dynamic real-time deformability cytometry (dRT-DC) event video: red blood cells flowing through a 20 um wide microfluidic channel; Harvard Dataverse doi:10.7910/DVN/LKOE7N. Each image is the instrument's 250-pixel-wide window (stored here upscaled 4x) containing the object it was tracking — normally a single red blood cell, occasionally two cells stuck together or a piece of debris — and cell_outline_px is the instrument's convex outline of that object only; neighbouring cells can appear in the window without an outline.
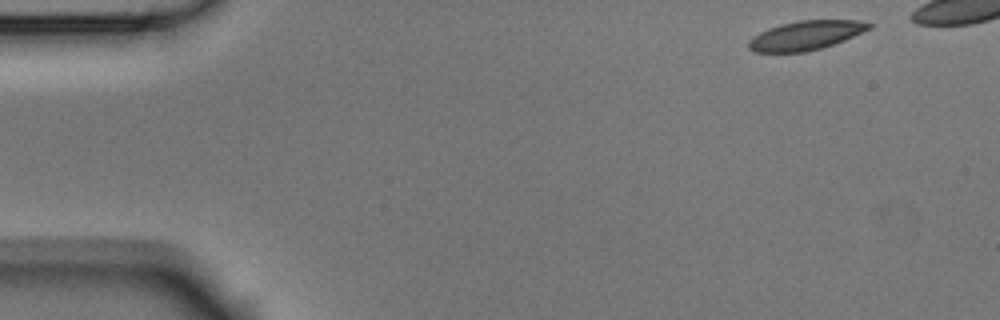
{"species": "Egyptian fruit bat (a non-hibernating species)", "species_latin": "Rousettus aegyptiacus", "temperature_condition": "room temperature", "stored_images_in_passage": 5, "camera_frame_rate_fps": 3000, "um_per_image_px": 0.085, "animal": {"sex": "male"}, "frame": {"image": 1, "passage_image": 1, "time_ms": 0.0, "image_size_px": [1000, 320], "cell_outline_px": [[872, 28], [844, 40], [820, 48], [804, 52], [752, 52], [748, 48], [748, 40], [760, 32], [768, 28], [780, 24], [800, 20], [860, 20], [872, 24]], "centroid_in_image_um": [68.47, 3.0], "position_along_channel_um": 16.5, "area_um2": 20.4}}
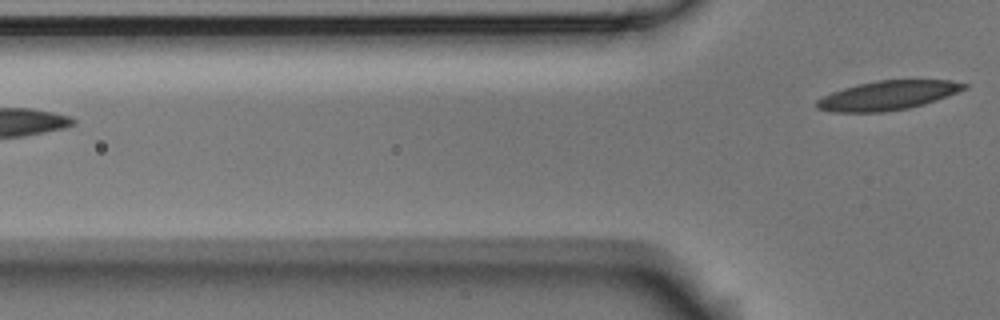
{"frame": {"image": 2, "passage_image": 5, "time_ms": 1.333, "image_size_px": [1000, 320], "cell_outline_px": [[968, 88], [936, 100], [924, 104], [908, 108], [884, 112], [832, 112], [816, 108], [816, 100], [832, 92], [856, 84], [876, 80], [952, 80], [968, 84]], "centroid_in_image_um": [75.46, 8.1], "position_along_channel_um": 50.3, "area_um2": 25.09}}